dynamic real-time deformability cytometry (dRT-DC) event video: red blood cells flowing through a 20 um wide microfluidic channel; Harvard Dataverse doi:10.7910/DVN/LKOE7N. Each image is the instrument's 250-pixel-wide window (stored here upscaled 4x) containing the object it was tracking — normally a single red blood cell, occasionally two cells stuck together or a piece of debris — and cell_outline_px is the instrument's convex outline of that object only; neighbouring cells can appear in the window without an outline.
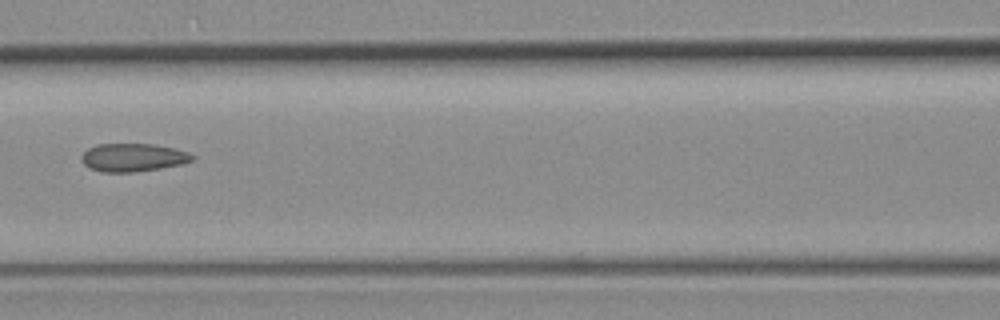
{"species": "common noctule bat (a hibernating species)", "species_latin": "Nyctalus noctula", "temperature_condition": "room temperature", "stored_images_in_passage": 5, "camera_frame_rate_fps": 3000, "um_per_image_px": 0.085, "animal": {"sex": "female", "body_mass_g": 19.3, "forearm_length_mm": 54.1}, "frame": {"image": 1, "passage_image": 5, "time_ms": 5.667, "image_size_px": [1000, 320], "cell_outline_px": [[196, 156], [192, 160], [184, 164], [160, 168], [132, 172], [100, 172], [88, 168], [84, 164], [80, 156], [88, 148], [96, 144], [152, 144], [172, 148], [188, 152]], "centroid_in_image_um": [11.28, 13.39], "position_along_channel_um": 155.3, "area_um2": 18.21}}